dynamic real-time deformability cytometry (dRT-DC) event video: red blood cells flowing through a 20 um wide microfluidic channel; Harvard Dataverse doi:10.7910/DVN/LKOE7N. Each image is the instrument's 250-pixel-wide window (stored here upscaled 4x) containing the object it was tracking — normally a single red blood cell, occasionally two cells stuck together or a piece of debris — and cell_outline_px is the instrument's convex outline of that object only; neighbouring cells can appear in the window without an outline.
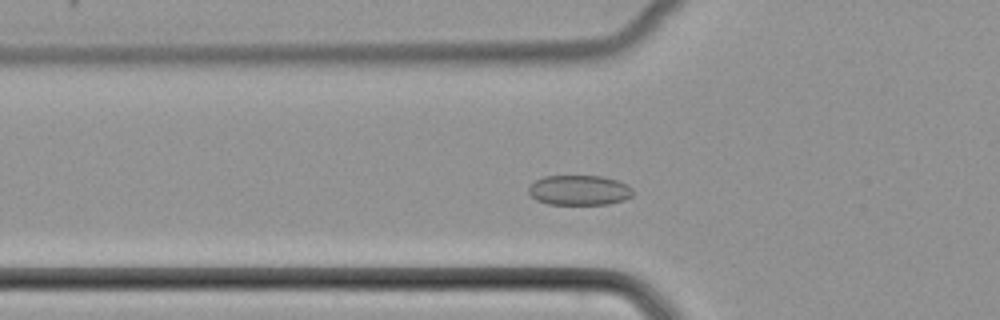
{"species": "common noctule bat (a hibernating species)", "species_latin": "Nyctalus noctula", "temperature_condition": "cold", "stored_images_in_passage": 47, "camera_frame_rate_fps": 3000, "um_per_image_px": 0.085, "animal": {"sex": "female", "body_mass_g": 22.7, "forearm_length_mm": 54.2}, "frame": {"image": 1, "passage_image": 13, "time_ms": 4.0, "image_size_px": [1000, 320], "cell_outline_px": [[632, 196], [624, 200], [608, 204], [548, 204], [536, 200], [528, 192], [528, 188], [536, 180], [544, 176], [604, 176], [628, 184], [632, 188]], "centroid_in_image_um": [49.25, 16.16], "position_along_channel_um": 76.6, "area_um2": 18.26}}
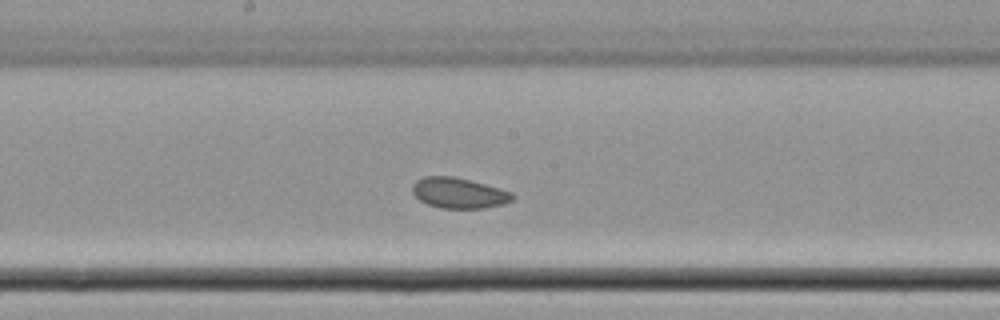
{"frame": {"image": 2, "passage_image": 23, "time_ms": 7.333, "image_size_px": [1000, 320], "cell_outline_px": [[516, 196], [512, 200], [504, 204], [484, 208], [440, 208], [428, 204], [420, 200], [412, 192], [412, 184], [416, 180], [424, 176], [452, 176], [484, 184], [512, 192]], "centroid_in_image_um": [38.99, 16.41], "position_along_channel_um": 209.2, "area_um2": 17.74}}
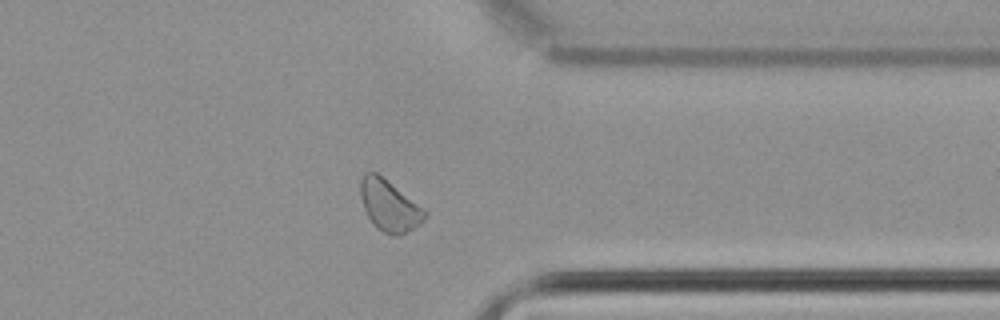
{"frame": {"image": 3, "passage_image": 36, "time_ms": 11.667, "image_size_px": [1000, 320], "cell_outline_px": [[428, 212], [424, 220], [420, 224], [400, 236], [392, 236], [376, 228], [372, 224], [364, 208], [360, 196], [360, 180], [364, 172], [376, 172], [424, 208]], "centroid_in_image_um": [33.09, 17.49], "position_along_channel_um": 378.3, "area_um2": 19.25}}